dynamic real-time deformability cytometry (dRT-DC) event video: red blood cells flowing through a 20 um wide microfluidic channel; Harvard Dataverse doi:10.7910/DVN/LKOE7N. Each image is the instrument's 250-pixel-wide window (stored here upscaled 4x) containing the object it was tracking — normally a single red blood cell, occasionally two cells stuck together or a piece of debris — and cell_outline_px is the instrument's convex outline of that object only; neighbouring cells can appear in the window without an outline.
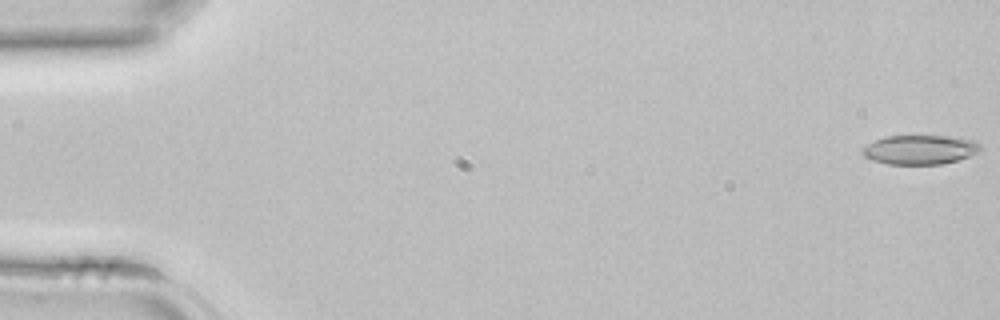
{"species": "common noctule bat (a hibernating species)", "species_latin": "Nyctalus noctula", "temperature_condition": "room temperature", "stored_images_in_passage": 10, "camera_frame_rate_fps": 3000, "um_per_image_px": 0.085, "animal": {"sex": "female", "body_mass_g": 22.7, "forearm_length_mm": 54.2}, "frame": {"image": 1, "passage_image": 1, "time_ms": 0.0, "image_size_px": [1000, 320], "cell_outline_px": [[984, 148], [980, 152], [956, 160], [940, 164], [884, 164], [872, 160], [864, 156], [860, 152], [868, 144], [884, 136], [948, 136], [976, 140]], "centroid_in_image_um": [78.22, 12.72], "position_along_channel_um": 6.8, "area_um2": 20.23}}